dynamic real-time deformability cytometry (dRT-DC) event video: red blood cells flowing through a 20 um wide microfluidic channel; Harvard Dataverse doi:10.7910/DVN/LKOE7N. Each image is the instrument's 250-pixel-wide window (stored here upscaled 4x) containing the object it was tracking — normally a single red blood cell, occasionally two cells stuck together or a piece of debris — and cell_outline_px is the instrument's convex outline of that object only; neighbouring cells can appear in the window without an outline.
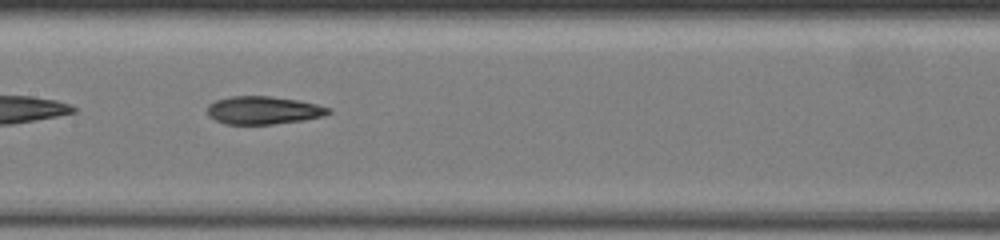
{"species": "common noctule bat (a hibernating species)", "species_latin": "Nyctalus noctula", "temperature_condition": "warm", "stored_images_in_passage": 21, "camera_frame_rate_fps": 3000, "um_per_image_px": 0.085, "animal": {"sex": "female", "body_mass_g": 19.5, "forearm_length_mm": 54.1}, "frame": {"image": 1, "passage_image": 20, "time_ms": 4.0, "image_size_px": [1000, 240], "cell_outline_px": [[332, 112], [324, 116], [304, 120], [272, 124], [224, 124], [208, 116], [208, 104], [216, 100], [232, 96], [268, 96], [296, 100], [316, 104], [332, 108]], "centroid_in_image_um": [22.4, 9.38], "position_along_channel_um": 185.0, "area_um2": 19.71}}